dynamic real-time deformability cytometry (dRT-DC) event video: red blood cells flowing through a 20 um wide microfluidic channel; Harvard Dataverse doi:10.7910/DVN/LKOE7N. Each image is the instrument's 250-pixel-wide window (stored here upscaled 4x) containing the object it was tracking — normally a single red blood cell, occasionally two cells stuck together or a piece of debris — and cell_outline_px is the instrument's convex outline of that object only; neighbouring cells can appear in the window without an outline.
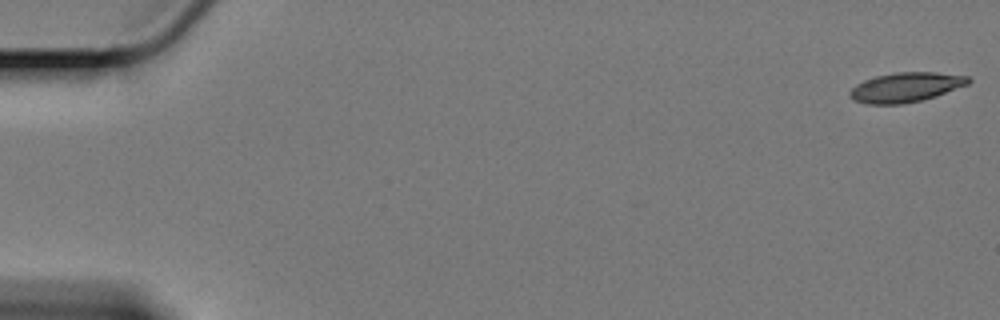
{"species": "Egyptian fruit bat (a non-hibernating species)", "species_latin": "Rousettus aegyptiacus", "temperature_condition": "cold", "stored_images_in_passage": 8, "camera_frame_rate_fps": 3000, "um_per_image_px": 0.085, "animal": {"sex": "female"}, "frame": {"image": 1, "passage_image": 1, "time_ms": 0.0, "image_size_px": [1000, 320], "cell_outline_px": [[972, 80], [968, 84], [936, 96], [920, 100], [900, 104], [868, 104], [856, 100], [848, 92], [856, 84], [864, 80], [876, 76], [896, 72], [936, 72], [968, 76]], "centroid_in_image_um": [77.01, 7.4], "position_along_channel_um": 8.0, "area_um2": 20.23}}